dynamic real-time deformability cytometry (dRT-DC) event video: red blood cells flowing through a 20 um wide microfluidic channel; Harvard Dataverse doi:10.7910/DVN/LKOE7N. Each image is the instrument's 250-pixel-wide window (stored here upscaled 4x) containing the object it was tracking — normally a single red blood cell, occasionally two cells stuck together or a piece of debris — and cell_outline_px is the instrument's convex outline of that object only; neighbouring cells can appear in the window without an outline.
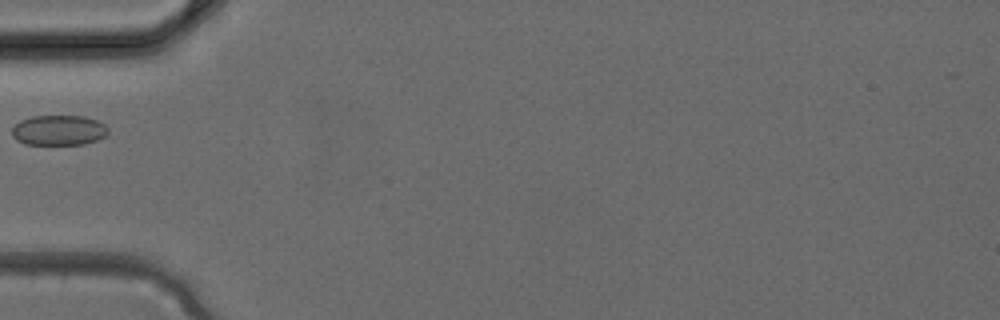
{"species": "common noctule bat (a hibernating species)", "species_latin": "Nyctalus noctula", "temperature_condition": "cold", "stored_images_in_passage": 3, "camera_frame_rate_fps": 3000, "um_per_image_px": 0.085, "animal": {"sex": "female", "body_mass_g": 24.6, "forearm_length_mm": 56.2}, "frame": {"image": 1, "passage_image": 3, "time_ms": 0.667, "image_size_px": [1000, 320], "cell_outline_px": [[108, 136], [84, 144], [24, 144], [16, 140], [12, 136], [12, 128], [20, 120], [32, 116], [84, 116], [96, 120], [104, 124], [108, 128]], "centroid_in_image_um": [5.0, 11.07], "position_along_channel_um": 80.0, "area_um2": 16.99}}